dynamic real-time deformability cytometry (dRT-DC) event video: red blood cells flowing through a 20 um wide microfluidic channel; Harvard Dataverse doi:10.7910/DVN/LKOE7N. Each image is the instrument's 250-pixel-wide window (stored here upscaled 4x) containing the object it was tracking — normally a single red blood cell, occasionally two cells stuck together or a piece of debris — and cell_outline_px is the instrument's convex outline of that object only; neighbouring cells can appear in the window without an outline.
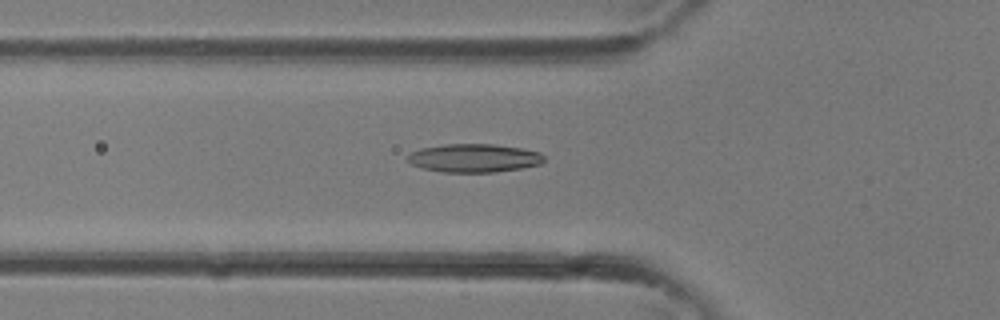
{"species": "common noctule bat (a hibernating species)", "species_latin": "Nyctalus noctula", "temperature_condition": "room temperature", "stored_images_in_passage": 37, "camera_frame_rate_fps": 3000, "um_per_image_px": 0.085, "animal": {"sex": "female"}, "frame": {"image": 1, "passage_image": 13, "time_ms": 4.0, "image_size_px": [1000, 320], "cell_outline_px": [[544, 160], [540, 164], [520, 168], [496, 172], [444, 172], [420, 168], [412, 164], [408, 160], [408, 156], [412, 152], [420, 148], [444, 144], [496, 144], [520, 148], [540, 152], [544, 156]], "centroid_in_image_um": [40.29, 13.43], "position_along_channel_um": 85.5, "area_um2": 22.54}}
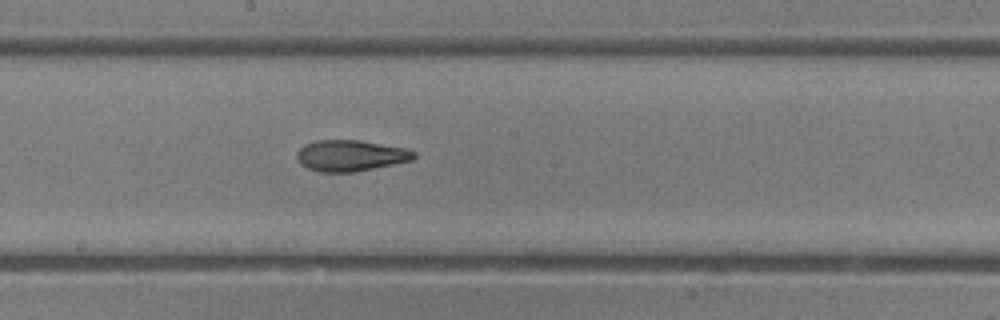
{"frame": {"image": 2, "passage_image": 20, "time_ms": 6.333, "image_size_px": [1000, 320], "cell_outline_px": [[416, 156], [412, 160], [352, 172], [316, 172], [300, 164], [296, 156], [296, 152], [304, 144], [316, 140], [360, 140], [408, 148], [416, 152]], "centroid_in_image_um": [29.78, 13.21], "position_along_channel_um": 218.4, "area_um2": 21.33}}
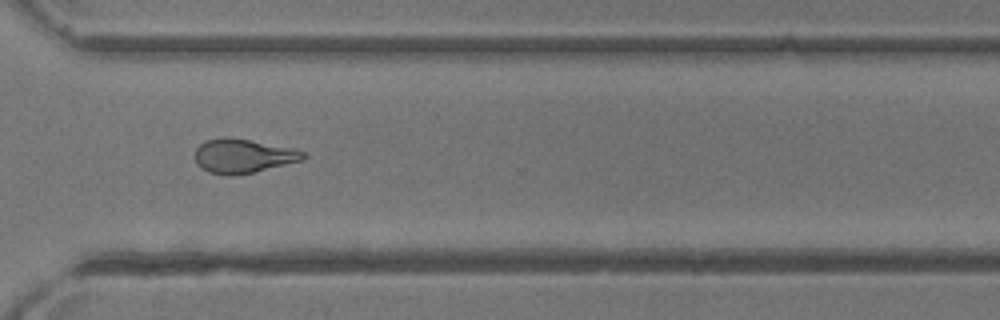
{"frame": {"image": 3, "passage_image": 27, "time_ms": 8.667, "image_size_px": [1000, 320], "cell_outline_px": [[308, 156], [304, 160], [236, 176], [228, 176], [208, 172], [200, 168], [196, 164], [196, 148], [204, 140], [224, 136], [228, 136], [296, 148], [304, 152]], "centroid_in_image_um": [20.67, 13.25], "position_along_channel_um": 349.9, "area_um2": 21.96}}